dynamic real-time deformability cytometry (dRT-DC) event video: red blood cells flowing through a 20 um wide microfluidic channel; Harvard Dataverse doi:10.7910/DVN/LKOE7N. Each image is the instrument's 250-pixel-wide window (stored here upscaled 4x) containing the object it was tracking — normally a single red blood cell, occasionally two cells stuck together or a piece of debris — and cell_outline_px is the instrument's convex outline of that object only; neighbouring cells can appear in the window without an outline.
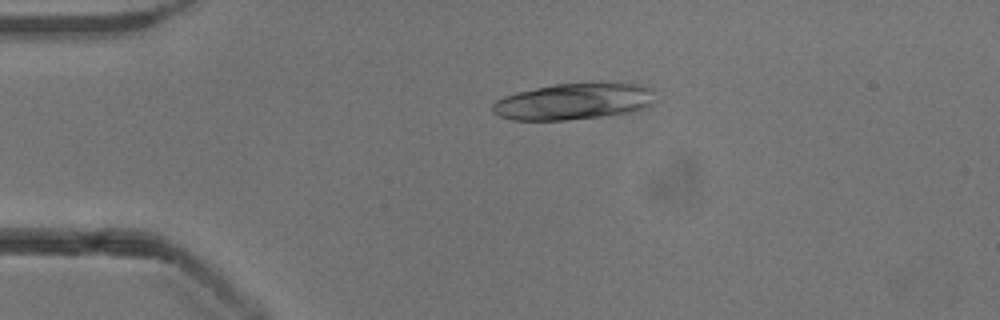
{"species": "common noctule bat (a hibernating species)", "species_latin": "Nyctalus noctula", "temperature_condition": "cold", "stored_images_in_passage": 51, "camera_frame_rate_fps": 3000, "um_per_image_px": 0.085, "animal": {"sex": "male", "body_mass_g": 13.3}, "frame": {"image": 1, "passage_image": 11, "time_ms": 3.333, "image_size_px": [1000, 320], "cell_outline_px": [[652, 104], [644, 108], [632, 112], [568, 120], [512, 120], [500, 116], [492, 112], [492, 104], [496, 100], [504, 96], [516, 92], [556, 84], [588, 80], [592, 80], [640, 84], [652, 88]], "centroid_in_image_um": [48.78, 8.58], "position_along_channel_um": 36.2, "area_um2": 35.32}}